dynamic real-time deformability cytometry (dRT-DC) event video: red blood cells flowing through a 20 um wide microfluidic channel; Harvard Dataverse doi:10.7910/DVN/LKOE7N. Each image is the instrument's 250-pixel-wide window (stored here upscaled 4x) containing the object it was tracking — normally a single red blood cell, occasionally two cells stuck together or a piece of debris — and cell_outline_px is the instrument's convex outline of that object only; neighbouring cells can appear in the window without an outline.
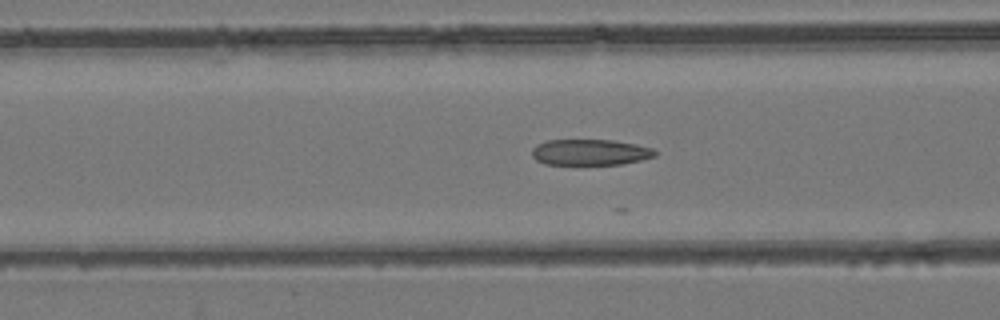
{"species": "common noctule bat (a hibernating species)", "species_latin": "Nyctalus noctula", "temperature_condition": "room temperature", "stored_images_in_passage": 11, "camera_frame_rate_fps": 3000, "um_per_image_px": 0.085, "animal": {"sex": "female", "body_mass_g": 24.6, "forearm_length_mm": 56.2}, "frame": {"image": 1, "passage_image": 6, "time_ms": 1.667, "image_size_px": [1000, 320], "cell_outline_px": [[656, 156], [640, 160], [620, 164], [544, 164], [536, 160], [532, 156], [532, 148], [536, 144], [548, 140], [612, 140], [636, 144], [652, 148], [656, 152]], "centroid_in_image_um": [50.14, 12.93], "position_along_channel_um": 116.5, "area_um2": 18.55}}
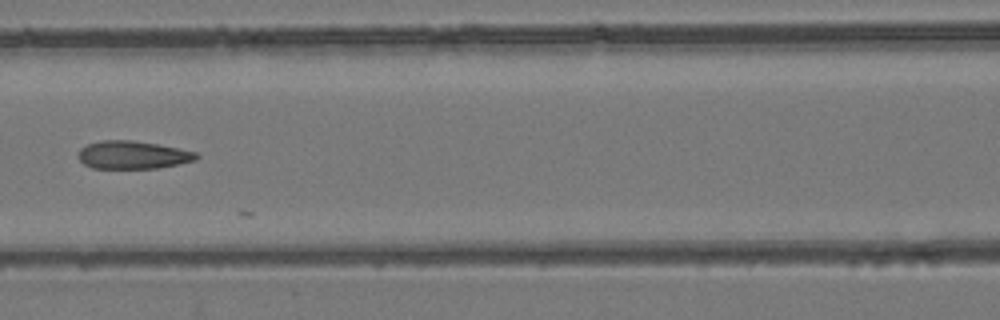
{"frame": {"image": 2, "passage_image": 9, "time_ms": 2.667, "image_size_px": [1000, 320], "cell_outline_px": [[200, 156], [196, 160], [156, 168], [92, 168], [84, 164], [76, 156], [80, 148], [88, 144], [100, 140], [132, 140], [156, 144], [196, 152]], "centroid_in_image_um": [11.23, 13.16], "position_along_channel_um": 155.4, "area_um2": 19.13}}